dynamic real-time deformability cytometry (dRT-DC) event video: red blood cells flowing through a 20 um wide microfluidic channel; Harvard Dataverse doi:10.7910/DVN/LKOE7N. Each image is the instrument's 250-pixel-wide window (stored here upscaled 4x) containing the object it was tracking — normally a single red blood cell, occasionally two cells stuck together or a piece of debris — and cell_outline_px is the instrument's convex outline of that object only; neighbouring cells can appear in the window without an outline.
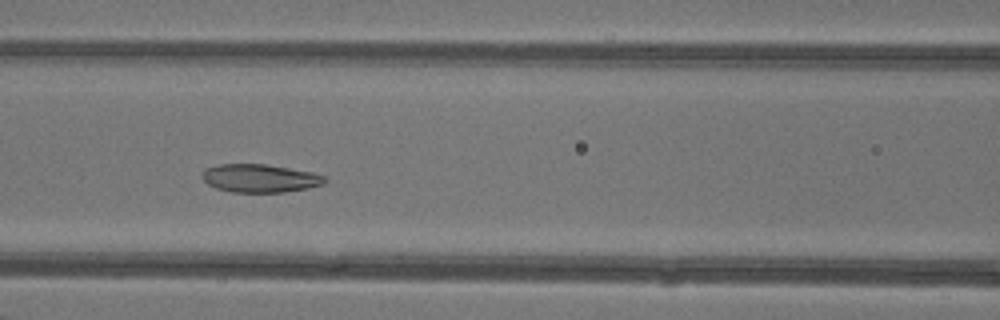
{"species": "common noctule bat (a hibernating species)", "species_latin": "Nyctalus noctula", "temperature_condition": "warm", "stored_images_in_passage": 26, "camera_frame_rate_fps": 3000, "um_per_image_px": 0.085, "animal": {"sex": "female"}, "frame": {"image": 1, "passage_image": 8, "time_ms": 2.333, "image_size_px": [1000, 320], "cell_outline_px": [[328, 180], [324, 184], [308, 188], [284, 192], [232, 192], [216, 188], [208, 184], [204, 180], [204, 168], [220, 164], [264, 164], [312, 172], [324, 176]], "centroid_in_image_um": [22.12, 15.15], "position_along_channel_um": 144.5, "area_um2": 20.0}}
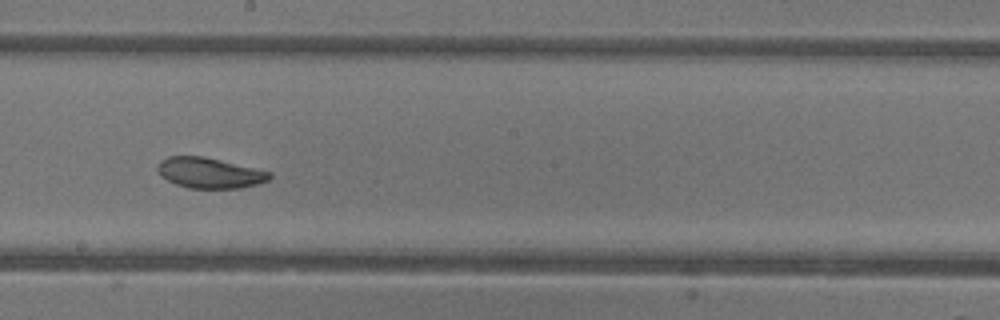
{"frame": {"image": 2, "passage_image": 14, "time_ms": 4.333, "image_size_px": [1000, 320], "cell_outline_px": [[272, 176], [268, 180], [256, 184], [240, 188], [188, 188], [176, 184], [168, 180], [156, 168], [160, 160], [168, 156], [204, 156], [272, 172]], "centroid_in_image_um": [17.82, 14.69], "position_along_channel_um": 230.4, "area_um2": 19.77}}
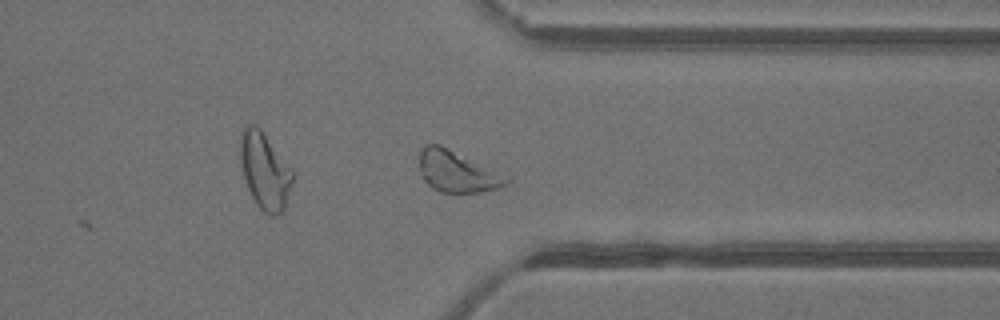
{"frame": {"image": 3, "passage_image": 24, "time_ms": 7.667, "image_size_px": [1000, 320], "cell_outline_px": [[512, 180], [508, 184], [500, 188], [480, 192], [440, 192], [432, 188], [424, 180], [420, 168], [420, 148], [424, 144], [440, 144], [512, 176]], "centroid_in_image_um": [38.94, 14.57], "position_along_channel_um": 372.5, "area_um2": 21.5}, "authors_computed_cell_mechanics": {"area_um2": 20.4034, "velocity_mm_per_s": 4.2955, "shape_relaxation_time_tau1_ms": 3.5417, "shape_relaxation_time_tau2_ms": 1.9741, "deformation_change_tau1": 0.1136, "deformation_change_tau2": 0.0619}}